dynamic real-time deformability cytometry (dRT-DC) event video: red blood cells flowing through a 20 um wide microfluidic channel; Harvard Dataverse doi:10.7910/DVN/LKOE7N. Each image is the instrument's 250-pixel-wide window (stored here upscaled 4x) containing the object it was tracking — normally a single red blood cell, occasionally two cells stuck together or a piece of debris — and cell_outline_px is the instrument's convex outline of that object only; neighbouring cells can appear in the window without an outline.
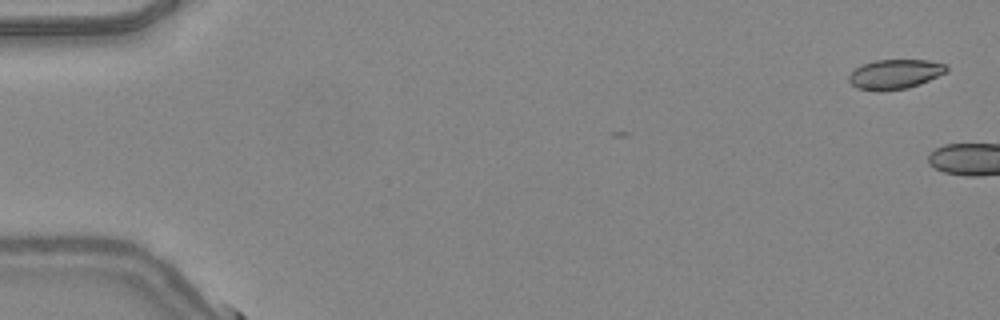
{"species": "common noctule bat (a hibernating species)", "species_latin": "Nyctalus noctula", "temperature_condition": "warm", "stored_images_in_passage": 4, "camera_frame_rate_fps": 3000, "um_per_image_px": 0.085, "animal": {"sex": "female", "body_mass_g": 24.6, "forearm_length_mm": 56.2}, "frame": {"image": 1, "passage_image": 2, "time_ms": 0.333, "image_size_px": [1000, 320], "cell_outline_px": [[948, 68], [944, 72], [920, 84], [908, 88], [880, 92], [876, 92], [856, 88], [848, 80], [848, 76], [856, 68], [864, 64], [876, 60], [928, 60], [948, 64]], "centroid_in_image_um": [76.05, 6.32], "position_along_channel_um": 9.0, "area_um2": 16.88}}